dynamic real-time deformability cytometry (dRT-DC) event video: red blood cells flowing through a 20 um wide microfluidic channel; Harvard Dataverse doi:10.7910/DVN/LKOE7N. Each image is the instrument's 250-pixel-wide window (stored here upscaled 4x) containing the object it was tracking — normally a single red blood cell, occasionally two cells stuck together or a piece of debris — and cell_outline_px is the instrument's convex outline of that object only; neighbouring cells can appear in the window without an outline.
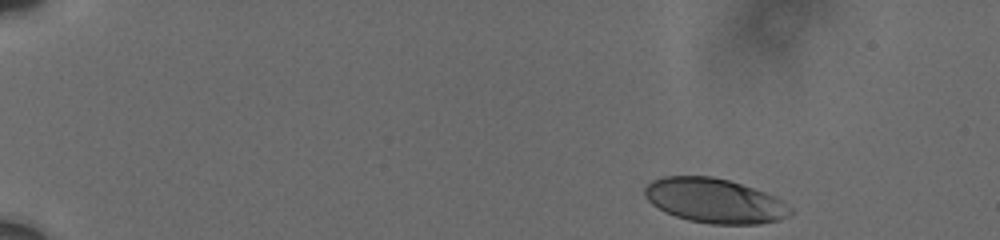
{"species": "human", "species_latin": "Homo sapiens", "temperature_condition": "cold", "stored_images_in_passage": 8, "camera_frame_rate_fps": 3000, "um_per_image_px": 0.085, "donor": {"sex": "male"}, "frame": {"image": 1, "passage_image": 1, "time_ms": 0.0, "image_size_px": [1000, 240], "cell_outline_px": [[792, 212], [788, 216], [776, 220], [760, 224], [712, 224], [688, 220], [664, 212], [652, 204], [644, 196], [644, 188], [652, 180], [664, 176], [712, 176], [728, 180], [776, 196], [792, 208]], "centroid_in_image_um": [60.72, 17.06], "position_along_channel_um": 24.3, "area_um2": 37.74}}
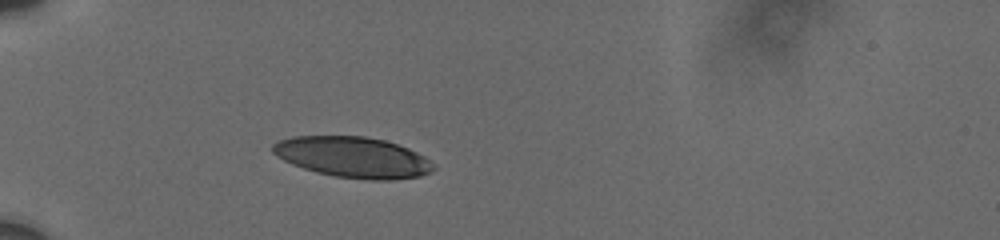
{"frame": {"image": 2, "passage_image": 5, "time_ms": 3.667, "image_size_px": [1000, 240], "cell_outline_px": [[436, 168], [432, 172], [420, 176], [388, 180], [372, 180], [336, 176], [316, 172], [292, 164], [276, 156], [272, 152], [272, 144], [280, 140], [292, 136], [364, 136], [384, 140], [408, 148], [424, 156], [436, 164]], "centroid_in_image_um": [30.02, 13.36], "position_along_channel_um": 55.0, "area_um2": 38.21}}
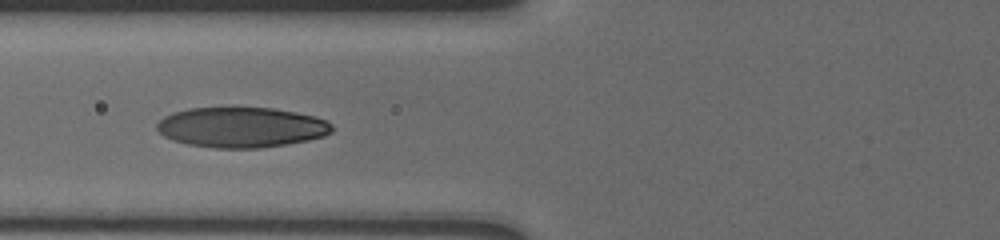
{"frame": {"image": 3, "passage_image": 7, "time_ms": 5.667, "image_size_px": [1000, 240], "cell_outline_px": [[332, 132], [324, 136], [308, 140], [288, 144], [260, 148], [212, 148], [188, 144], [172, 140], [164, 136], [156, 128], [156, 124], [164, 116], [172, 112], [188, 108], [228, 104], [236, 104], [272, 108], [296, 112], [328, 120], [332, 124]], "centroid_in_image_um": [20.48, 10.77], "position_along_channel_um": 105.3, "area_um2": 42.54}}